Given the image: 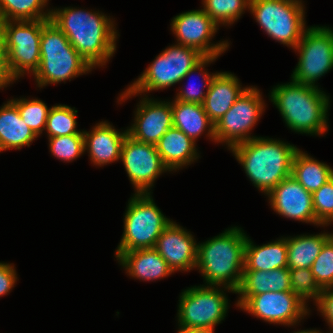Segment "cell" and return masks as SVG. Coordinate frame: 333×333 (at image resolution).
<instances>
[{"label":"cell","mask_w":333,"mask_h":333,"mask_svg":"<svg viewBox=\"0 0 333 333\" xmlns=\"http://www.w3.org/2000/svg\"><path fill=\"white\" fill-rule=\"evenodd\" d=\"M50 21L92 68L105 65L116 50L117 32L113 21L102 13L67 7L52 10Z\"/></svg>","instance_id":"1"},{"label":"cell","mask_w":333,"mask_h":333,"mask_svg":"<svg viewBox=\"0 0 333 333\" xmlns=\"http://www.w3.org/2000/svg\"><path fill=\"white\" fill-rule=\"evenodd\" d=\"M246 240L240 228L232 227L197 245L196 267L207 286L223 284L231 292L237 291L243 276Z\"/></svg>","instance_id":"2"},{"label":"cell","mask_w":333,"mask_h":333,"mask_svg":"<svg viewBox=\"0 0 333 333\" xmlns=\"http://www.w3.org/2000/svg\"><path fill=\"white\" fill-rule=\"evenodd\" d=\"M230 150L242 164L254 186L268 194L285 178L291 176L296 146L280 140L255 137Z\"/></svg>","instance_id":"3"},{"label":"cell","mask_w":333,"mask_h":333,"mask_svg":"<svg viewBox=\"0 0 333 333\" xmlns=\"http://www.w3.org/2000/svg\"><path fill=\"white\" fill-rule=\"evenodd\" d=\"M270 97L291 130L312 135L327 130L329 97L318 87L292 80L273 88Z\"/></svg>","instance_id":"4"},{"label":"cell","mask_w":333,"mask_h":333,"mask_svg":"<svg viewBox=\"0 0 333 333\" xmlns=\"http://www.w3.org/2000/svg\"><path fill=\"white\" fill-rule=\"evenodd\" d=\"M218 56H204L195 48L181 44L166 48L129 88L120 95L121 101L136 93L164 89L182 81Z\"/></svg>","instance_id":"5"},{"label":"cell","mask_w":333,"mask_h":333,"mask_svg":"<svg viewBox=\"0 0 333 333\" xmlns=\"http://www.w3.org/2000/svg\"><path fill=\"white\" fill-rule=\"evenodd\" d=\"M40 46V65L34 74L38 87L65 81L92 69L50 20L42 26Z\"/></svg>","instance_id":"6"},{"label":"cell","mask_w":333,"mask_h":333,"mask_svg":"<svg viewBox=\"0 0 333 333\" xmlns=\"http://www.w3.org/2000/svg\"><path fill=\"white\" fill-rule=\"evenodd\" d=\"M124 217V232L116 252L154 248L160 234L172 222L158 209L150 193H135Z\"/></svg>","instance_id":"7"},{"label":"cell","mask_w":333,"mask_h":333,"mask_svg":"<svg viewBox=\"0 0 333 333\" xmlns=\"http://www.w3.org/2000/svg\"><path fill=\"white\" fill-rule=\"evenodd\" d=\"M47 21H3L7 67L14 80L26 71L34 75L39 68L42 26Z\"/></svg>","instance_id":"8"},{"label":"cell","mask_w":333,"mask_h":333,"mask_svg":"<svg viewBox=\"0 0 333 333\" xmlns=\"http://www.w3.org/2000/svg\"><path fill=\"white\" fill-rule=\"evenodd\" d=\"M303 7L288 0H250L248 8L270 37L295 48L306 30Z\"/></svg>","instance_id":"9"},{"label":"cell","mask_w":333,"mask_h":333,"mask_svg":"<svg viewBox=\"0 0 333 333\" xmlns=\"http://www.w3.org/2000/svg\"><path fill=\"white\" fill-rule=\"evenodd\" d=\"M294 49L298 50L300 58L292 80L317 87L315 81L333 67V30L329 27H310Z\"/></svg>","instance_id":"10"},{"label":"cell","mask_w":333,"mask_h":333,"mask_svg":"<svg viewBox=\"0 0 333 333\" xmlns=\"http://www.w3.org/2000/svg\"><path fill=\"white\" fill-rule=\"evenodd\" d=\"M227 297L214 286H195L182 292L179 300L180 329L213 330L226 316Z\"/></svg>","instance_id":"11"},{"label":"cell","mask_w":333,"mask_h":333,"mask_svg":"<svg viewBox=\"0 0 333 333\" xmlns=\"http://www.w3.org/2000/svg\"><path fill=\"white\" fill-rule=\"evenodd\" d=\"M261 97L257 88L248 87L224 116L215 123L216 142H226L231 149L239 143L255 138L248 133L262 114L265 104Z\"/></svg>","instance_id":"12"},{"label":"cell","mask_w":333,"mask_h":333,"mask_svg":"<svg viewBox=\"0 0 333 333\" xmlns=\"http://www.w3.org/2000/svg\"><path fill=\"white\" fill-rule=\"evenodd\" d=\"M121 161L136 188V194L148 192L155 179L169 170L162 162L156 145L135 140L127 134L121 150Z\"/></svg>","instance_id":"13"},{"label":"cell","mask_w":333,"mask_h":333,"mask_svg":"<svg viewBox=\"0 0 333 333\" xmlns=\"http://www.w3.org/2000/svg\"><path fill=\"white\" fill-rule=\"evenodd\" d=\"M171 29L178 38V44L195 48L204 56H219L229 46L226 41L210 45L218 25L203 9L177 15L172 20Z\"/></svg>","instance_id":"14"},{"label":"cell","mask_w":333,"mask_h":333,"mask_svg":"<svg viewBox=\"0 0 333 333\" xmlns=\"http://www.w3.org/2000/svg\"><path fill=\"white\" fill-rule=\"evenodd\" d=\"M269 323L293 325L308 313L306 303L291 291L251 296L241 307Z\"/></svg>","instance_id":"15"},{"label":"cell","mask_w":333,"mask_h":333,"mask_svg":"<svg viewBox=\"0 0 333 333\" xmlns=\"http://www.w3.org/2000/svg\"><path fill=\"white\" fill-rule=\"evenodd\" d=\"M271 206L278 214L303 222L318 224L313 209L312 193L292 175L285 178L268 194Z\"/></svg>","instance_id":"16"},{"label":"cell","mask_w":333,"mask_h":333,"mask_svg":"<svg viewBox=\"0 0 333 333\" xmlns=\"http://www.w3.org/2000/svg\"><path fill=\"white\" fill-rule=\"evenodd\" d=\"M143 99L138 105L135 123L127 132L135 140L156 145L166 131L173 127L171 103Z\"/></svg>","instance_id":"17"},{"label":"cell","mask_w":333,"mask_h":333,"mask_svg":"<svg viewBox=\"0 0 333 333\" xmlns=\"http://www.w3.org/2000/svg\"><path fill=\"white\" fill-rule=\"evenodd\" d=\"M197 245L192 234L171 222L160 234L154 249L172 271H187L196 267Z\"/></svg>","instance_id":"18"},{"label":"cell","mask_w":333,"mask_h":333,"mask_svg":"<svg viewBox=\"0 0 333 333\" xmlns=\"http://www.w3.org/2000/svg\"><path fill=\"white\" fill-rule=\"evenodd\" d=\"M203 73V79L206 82L204 85L207 86L203 107L207 116L215 124L248 87L242 89L238 78L227 72L212 75L207 71Z\"/></svg>","instance_id":"19"},{"label":"cell","mask_w":333,"mask_h":333,"mask_svg":"<svg viewBox=\"0 0 333 333\" xmlns=\"http://www.w3.org/2000/svg\"><path fill=\"white\" fill-rule=\"evenodd\" d=\"M128 132H118L112 125L101 122L89 132L83 131L84 147L89 150L95 165H105L121 158V150Z\"/></svg>","instance_id":"20"},{"label":"cell","mask_w":333,"mask_h":333,"mask_svg":"<svg viewBox=\"0 0 333 333\" xmlns=\"http://www.w3.org/2000/svg\"><path fill=\"white\" fill-rule=\"evenodd\" d=\"M116 258L130 276L142 280H156L173 273L167 262L154 248L116 252Z\"/></svg>","instance_id":"21"},{"label":"cell","mask_w":333,"mask_h":333,"mask_svg":"<svg viewBox=\"0 0 333 333\" xmlns=\"http://www.w3.org/2000/svg\"><path fill=\"white\" fill-rule=\"evenodd\" d=\"M269 291H291L288 268H278L272 271H243L241 284L235 292L241 296L237 307H241L251 296Z\"/></svg>","instance_id":"22"},{"label":"cell","mask_w":333,"mask_h":333,"mask_svg":"<svg viewBox=\"0 0 333 333\" xmlns=\"http://www.w3.org/2000/svg\"><path fill=\"white\" fill-rule=\"evenodd\" d=\"M156 149L169 171L188 165L197 158L195 142L175 127L166 131L156 144Z\"/></svg>","instance_id":"23"},{"label":"cell","mask_w":333,"mask_h":333,"mask_svg":"<svg viewBox=\"0 0 333 333\" xmlns=\"http://www.w3.org/2000/svg\"><path fill=\"white\" fill-rule=\"evenodd\" d=\"M38 136L25 124L17 106L10 100L0 107V152L30 146Z\"/></svg>","instance_id":"24"},{"label":"cell","mask_w":333,"mask_h":333,"mask_svg":"<svg viewBox=\"0 0 333 333\" xmlns=\"http://www.w3.org/2000/svg\"><path fill=\"white\" fill-rule=\"evenodd\" d=\"M247 237L243 271H272L287 267L286 238L255 246Z\"/></svg>","instance_id":"25"},{"label":"cell","mask_w":333,"mask_h":333,"mask_svg":"<svg viewBox=\"0 0 333 333\" xmlns=\"http://www.w3.org/2000/svg\"><path fill=\"white\" fill-rule=\"evenodd\" d=\"M173 113V127L183 131L194 142L206 128L208 136L215 139V124L207 116L203 104L174 100L171 103Z\"/></svg>","instance_id":"26"},{"label":"cell","mask_w":333,"mask_h":333,"mask_svg":"<svg viewBox=\"0 0 333 333\" xmlns=\"http://www.w3.org/2000/svg\"><path fill=\"white\" fill-rule=\"evenodd\" d=\"M332 236L333 234L323 233L286 238L288 269H311V266L321 252L323 245Z\"/></svg>","instance_id":"27"},{"label":"cell","mask_w":333,"mask_h":333,"mask_svg":"<svg viewBox=\"0 0 333 333\" xmlns=\"http://www.w3.org/2000/svg\"><path fill=\"white\" fill-rule=\"evenodd\" d=\"M291 175L313 194L333 177V169L299 149L293 158Z\"/></svg>","instance_id":"28"},{"label":"cell","mask_w":333,"mask_h":333,"mask_svg":"<svg viewBox=\"0 0 333 333\" xmlns=\"http://www.w3.org/2000/svg\"><path fill=\"white\" fill-rule=\"evenodd\" d=\"M47 0H0L1 21L50 20L51 11L42 12Z\"/></svg>","instance_id":"29"},{"label":"cell","mask_w":333,"mask_h":333,"mask_svg":"<svg viewBox=\"0 0 333 333\" xmlns=\"http://www.w3.org/2000/svg\"><path fill=\"white\" fill-rule=\"evenodd\" d=\"M78 111L66 106L56 105L49 110L46 128L49 138L67 135H83V131L76 130V113Z\"/></svg>","instance_id":"30"},{"label":"cell","mask_w":333,"mask_h":333,"mask_svg":"<svg viewBox=\"0 0 333 333\" xmlns=\"http://www.w3.org/2000/svg\"><path fill=\"white\" fill-rule=\"evenodd\" d=\"M203 10L217 24H231L240 18L250 0H203Z\"/></svg>","instance_id":"31"},{"label":"cell","mask_w":333,"mask_h":333,"mask_svg":"<svg viewBox=\"0 0 333 333\" xmlns=\"http://www.w3.org/2000/svg\"><path fill=\"white\" fill-rule=\"evenodd\" d=\"M25 124L38 136L46 128L50 108L41 100L13 99Z\"/></svg>","instance_id":"32"},{"label":"cell","mask_w":333,"mask_h":333,"mask_svg":"<svg viewBox=\"0 0 333 333\" xmlns=\"http://www.w3.org/2000/svg\"><path fill=\"white\" fill-rule=\"evenodd\" d=\"M291 292L297 295L304 303L309 298L318 300L322 289L316 283L311 269H289Z\"/></svg>","instance_id":"33"},{"label":"cell","mask_w":333,"mask_h":333,"mask_svg":"<svg viewBox=\"0 0 333 333\" xmlns=\"http://www.w3.org/2000/svg\"><path fill=\"white\" fill-rule=\"evenodd\" d=\"M311 271L321 289L333 288V236L323 245Z\"/></svg>","instance_id":"34"},{"label":"cell","mask_w":333,"mask_h":333,"mask_svg":"<svg viewBox=\"0 0 333 333\" xmlns=\"http://www.w3.org/2000/svg\"><path fill=\"white\" fill-rule=\"evenodd\" d=\"M49 143L53 156L64 161L74 160L85 152L84 135L51 137Z\"/></svg>","instance_id":"35"},{"label":"cell","mask_w":333,"mask_h":333,"mask_svg":"<svg viewBox=\"0 0 333 333\" xmlns=\"http://www.w3.org/2000/svg\"><path fill=\"white\" fill-rule=\"evenodd\" d=\"M312 201L319 225L330 224L333 221V177L312 194Z\"/></svg>","instance_id":"36"},{"label":"cell","mask_w":333,"mask_h":333,"mask_svg":"<svg viewBox=\"0 0 333 333\" xmlns=\"http://www.w3.org/2000/svg\"><path fill=\"white\" fill-rule=\"evenodd\" d=\"M316 304L319 311L333 329V288L322 289V293L316 301Z\"/></svg>","instance_id":"37"},{"label":"cell","mask_w":333,"mask_h":333,"mask_svg":"<svg viewBox=\"0 0 333 333\" xmlns=\"http://www.w3.org/2000/svg\"><path fill=\"white\" fill-rule=\"evenodd\" d=\"M16 280L14 266L0 263V296L6 295L14 287Z\"/></svg>","instance_id":"38"},{"label":"cell","mask_w":333,"mask_h":333,"mask_svg":"<svg viewBox=\"0 0 333 333\" xmlns=\"http://www.w3.org/2000/svg\"><path fill=\"white\" fill-rule=\"evenodd\" d=\"M206 94L201 90H196L195 87H190V90H181L177 96V101L203 104Z\"/></svg>","instance_id":"39"},{"label":"cell","mask_w":333,"mask_h":333,"mask_svg":"<svg viewBox=\"0 0 333 333\" xmlns=\"http://www.w3.org/2000/svg\"><path fill=\"white\" fill-rule=\"evenodd\" d=\"M11 81L13 82L14 79L9 73L6 58H0V89L10 84Z\"/></svg>","instance_id":"40"},{"label":"cell","mask_w":333,"mask_h":333,"mask_svg":"<svg viewBox=\"0 0 333 333\" xmlns=\"http://www.w3.org/2000/svg\"><path fill=\"white\" fill-rule=\"evenodd\" d=\"M0 58H6L4 49L3 21L0 20Z\"/></svg>","instance_id":"41"},{"label":"cell","mask_w":333,"mask_h":333,"mask_svg":"<svg viewBox=\"0 0 333 333\" xmlns=\"http://www.w3.org/2000/svg\"><path fill=\"white\" fill-rule=\"evenodd\" d=\"M178 333H214V330L201 329V328H188V329H180Z\"/></svg>","instance_id":"42"},{"label":"cell","mask_w":333,"mask_h":333,"mask_svg":"<svg viewBox=\"0 0 333 333\" xmlns=\"http://www.w3.org/2000/svg\"><path fill=\"white\" fill-rule=\"evenodd\" d=\"M296 333H322V332H319V330H303V331H298Z\"/></svg>","instance_id":"43"},{"label":"cell","mask_w":333,"mask_h":333,"mask_svg":"<svg viewBox=\"0 0 333 333\" xmlns=\"http://www.w3.org/2000/svg\"><path fill=\"white\" fill-rule=\"evenodd\" d=\"M288 1H292V2H296V3H300V4H302V2L299 1V0H288Z\"/></svg>","instance_id":"44"}]
</instances>
